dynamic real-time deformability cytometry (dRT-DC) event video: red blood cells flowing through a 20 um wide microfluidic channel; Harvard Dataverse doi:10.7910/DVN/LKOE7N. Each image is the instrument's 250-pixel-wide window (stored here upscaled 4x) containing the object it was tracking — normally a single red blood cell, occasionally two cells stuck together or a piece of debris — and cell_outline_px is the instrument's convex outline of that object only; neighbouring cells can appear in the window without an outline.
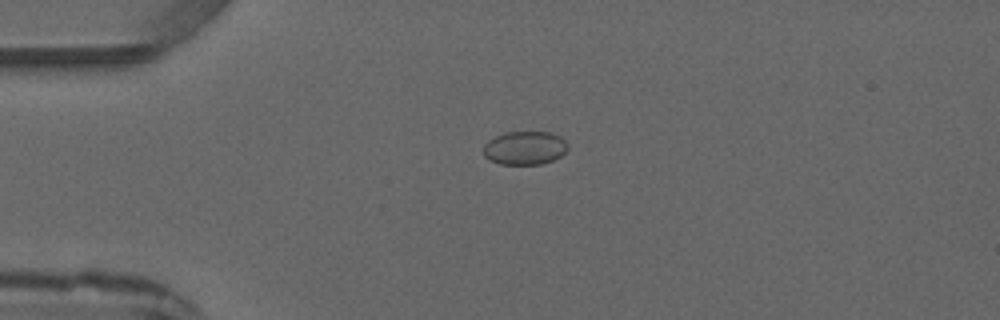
{"species": "common noctule bat (a hibernating species)", "species_latin": "Nyctalus noctula", "temperature_condition": "warm", "stored_images_in_passage": 6, "camera_frame_rate_fps": 3000, "um_per_image_px": 0.085, "animal": {"sex": "male", "forearm_length_mm": 52.5}, "frame": {"image": 1, "passage_image": 4, "time_ms": 3.333, "image_size_px": [1000, 320], "cell_outline_px": [[568, 148], [560, 156], [552, 160], [540, 164], [500, 164], [488, 160], [484, 156], [484, 144], [488, 140], [504, 132], [548, 132], [560, 136], [568, 144]], "centroid_in_image_um": [44.58, 12.57], "position_along_channel_um": 40.4, "area_um2": 16.47}}
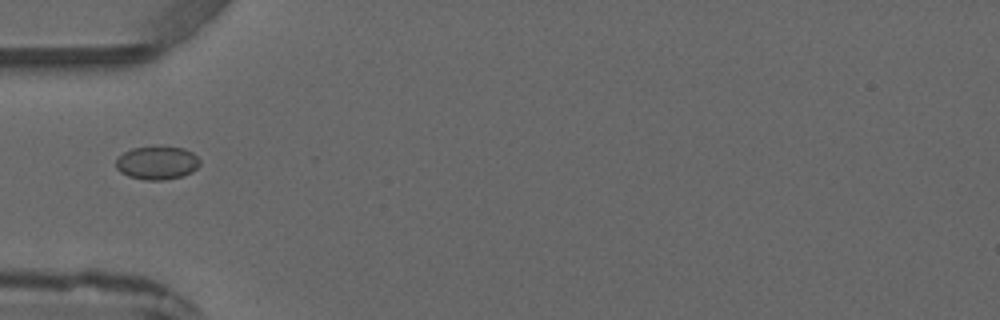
{"frame": {"image": 2, "passage_image": 5, "time_ms": 4.667, "image_size_px": [1000, 320], "cell_outline_px": [[200, 164], [192, 172], [180, 176], [164, 180], [144, 180], [128, 176], [120, 172], [116, 168], [116, 160], [124, 152], [132, 148], [184, 148], [192, 152], [200, 160]], "centroid_in_image_um": [13.34, 13.87], "position_along_channel_um": 71.7, "area_um2": 15.95}}
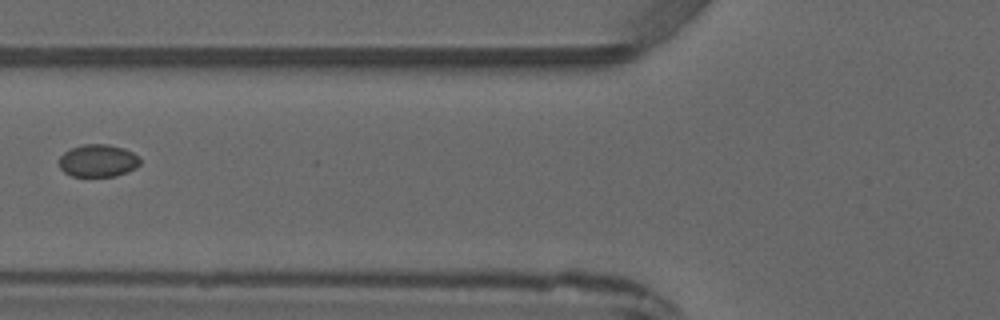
{"frame": {"image": 3, "passage_image": 6, "time_ms": 5.667, "image_size_px": [1000, 320], "cell_outline_px": [[140, 164], [136, 168], [116, 176], [72, 176], [64, 172], [60, 168], [60, 156], [64, 152], [72, 148], [84, 144], [108, 144], [124, 148], [140, 156]], "centroid_in_image_um": [8.36, 13.65], "position_along_channel_um": 117.4, "area_um2": 15.37}}